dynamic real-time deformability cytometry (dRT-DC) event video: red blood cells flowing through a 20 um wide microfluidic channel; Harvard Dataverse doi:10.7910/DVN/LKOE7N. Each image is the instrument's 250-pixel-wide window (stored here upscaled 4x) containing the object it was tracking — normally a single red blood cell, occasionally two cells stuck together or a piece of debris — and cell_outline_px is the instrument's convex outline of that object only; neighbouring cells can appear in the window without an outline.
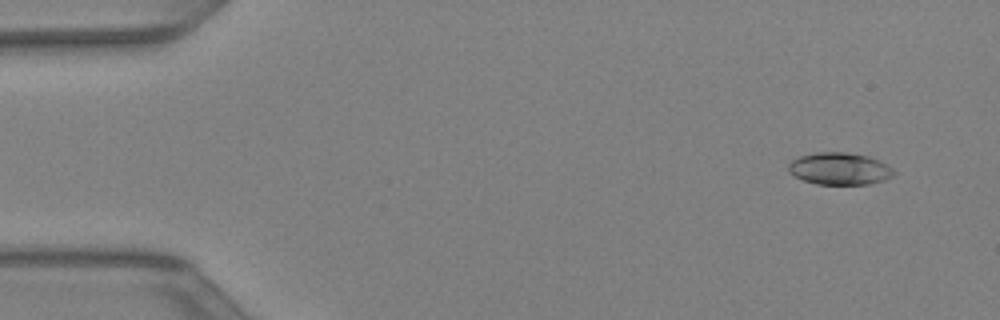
{"species": "Egyptian fruit bat (a non-hibernating species)", "species_latin": "Rousettus aegyptiacus", "temperature_condition": "warm", "stored_images_in_passage": 44, "camera_frame_rate_fps": 3000, "um_per_image_px": 0.085, "animal": {"sex": "female"}, "frame": {"image": 1, "passage_image": 4, "time_ms": 1.0, "image_size_px": [1000, 320], "cell_outline_px": [[896, 172], [892, 176], [884, 180], [868, 184], [816, 184], [804, 180], [788, 172], [788, 164], [792, 160], [800, 156], [816, 152], [848, 152], [868, 156], [880, 160], [888, 164]], "centroid_in_image_um": [71.38, 14.33], "position_along_channel_um": 13.6, "area_um2": 19.83}}
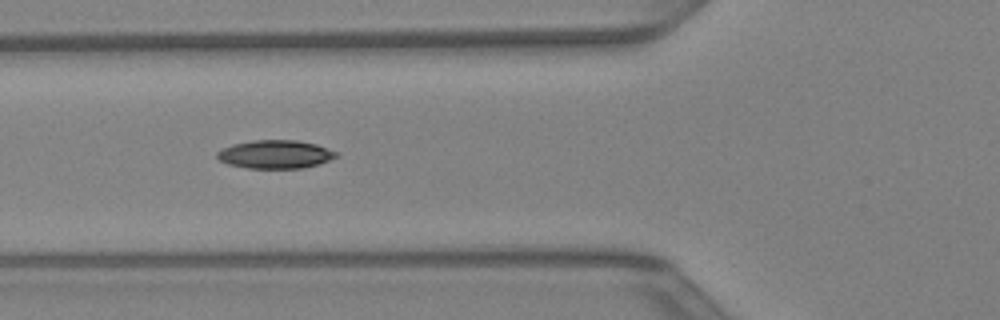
{"frame": {"image": 2, "passage_image": 17, "time_ms": 5.333, "image_size_px": [1000, 320], "cell_outline_px": [[340, 156], [320, 164], [304, 168], [244, 168], [228, 164], [220, 160], [216, 156], [216, 152], [232, 144], [252, 140], [296, 140], [316, 144], [340, 152]], "centroid_in_image_um": [23.45, 13.12], "position_along_channel_um": 102.4, "area_um2": 19.94}}
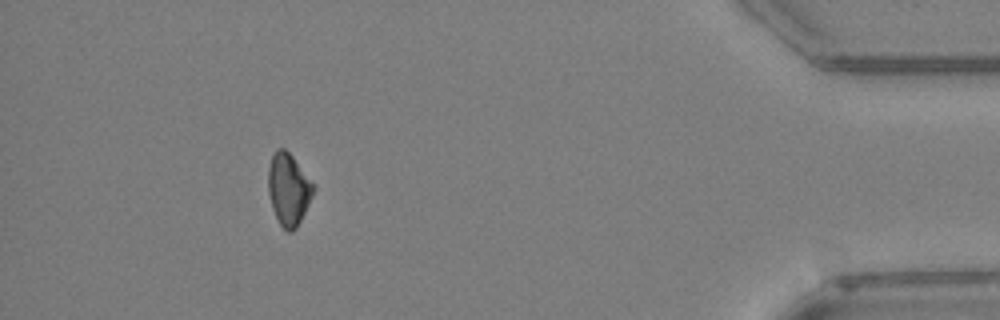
{"frame": {"image": 3, "passage_image": 40, "time_ms": 13.0, "image_size_px": [1000, 320], "cell_outline_px": [[316, 188], [296, 228], [292, 232], [288, 232], [280, 224], [272, 208], [268, 192], [268, 168], [272, 156], [276, 148], [284, 148], [292, 156]], "centroid_in_image_um": [24.5, 16.08], "position_along_channel_um": 410.7, "area_um2": 18.61}}